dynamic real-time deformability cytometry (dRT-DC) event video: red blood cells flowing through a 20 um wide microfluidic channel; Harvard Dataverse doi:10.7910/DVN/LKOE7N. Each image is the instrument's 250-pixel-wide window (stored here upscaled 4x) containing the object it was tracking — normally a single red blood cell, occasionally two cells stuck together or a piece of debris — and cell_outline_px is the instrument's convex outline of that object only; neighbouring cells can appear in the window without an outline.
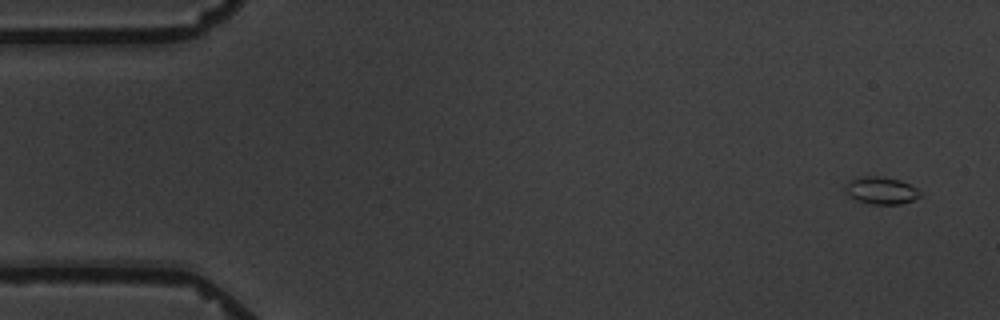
{"species": "common noctule bat (a hibernating species)", "species_latin": "Nyctalus noctula", "temperature_condition": "warm", "stored_images_in_passage": 4, "camera_frame_rate_fps": 3000, "um_per_image_px": 0.085, "animal": {"sex": "male", "body_mass_g": 19.5, "forearm_length_mm": 54.6}, "frame": {"image": 1, "passage_image": 1, "time_ms": 0.0, "image_size_px": [1000, 320], "cell_outline_px": [[920, 196], [912, 200], [900, 204], [868, 204], [856, 200], [844, 188], [852, 180], [860, 176], [880, 176], [900, 180], [916, 188], [920, 192]], "centroid_in_image_um": [74.91, 16.19], "position_along_channel_um": 10.1, "area_um2": 11.62}}
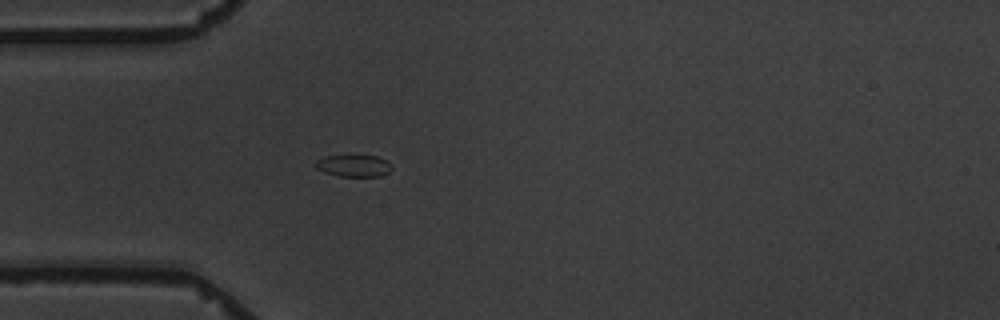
{"frame": {"image": 2, "passage_image": 4, "time_ms": 4.667, "image_size_px": [1000, 320], "cell_outline_px": [[392, 168], [388, 172], [380, 176], [340, 176], [324, 172], [316, 168], [316, 160], [324, 156], [352, 152], [356, 152], [376, 156], [392, 164]], "centroid_in_image_um": [30.05, 14.02], "position_along_channel_um": 55.0, "area_um2": 10.35}}